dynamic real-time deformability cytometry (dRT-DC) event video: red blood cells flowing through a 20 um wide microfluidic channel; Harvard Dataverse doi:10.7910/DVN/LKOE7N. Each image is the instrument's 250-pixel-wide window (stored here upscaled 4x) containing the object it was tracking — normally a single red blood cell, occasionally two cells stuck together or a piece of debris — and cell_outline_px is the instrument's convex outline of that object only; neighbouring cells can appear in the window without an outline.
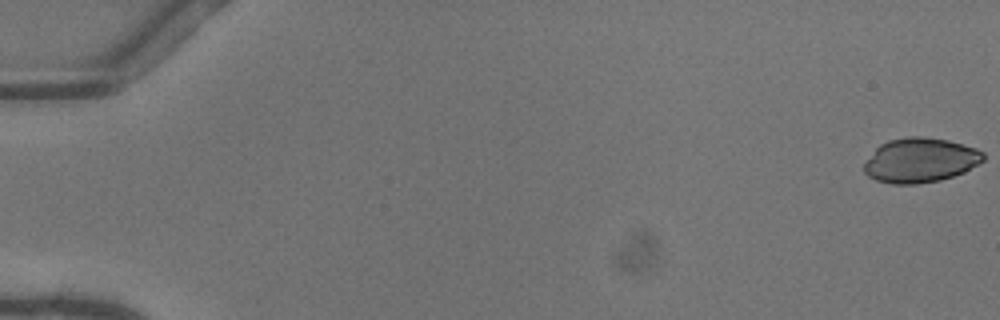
{"species": "common noctule bat (a hibernating species)", "species_latin": "Nyctalus noctula", "temperature_condition": "warm", "stored_images_in_passage": 52, "camera_frame_rate_fps": 3000, "um_per_image_px": 0.085, "animal": {"sex": "female"}, "frame": {"image": 1, "passage_image": 1, "time_ms": 0.0, "image_size_px": [1000, 320], "cell_outline_px": [[984, 160], [964, 172], [940, 180], [916, 184], [892, 184], [876, 180], [868, 176], [864, 172], [864, 164], [876, 148], [880, 144], [888, 140], [908, 136], [924, 136], [948, 140], [976, 148], [984, 152]], "centroid_in_image_um": [78.22, 13.61], "position_along_channel_um": 6.8, "area_um2": 30.98}}
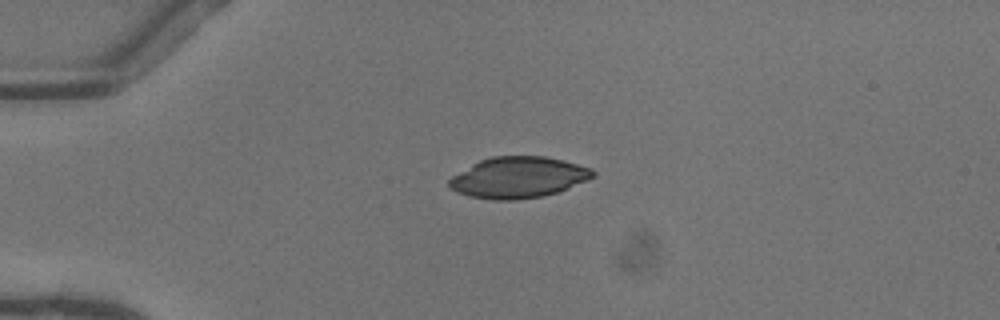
{"frame": {"image": 2, "passage_image": 14, "time_ms": 4.333, "image_size_px": [1000, 320], "cell_outline_px": [[596, 176], [588, 180], [568, 188], [544, 196], [516, 200], [492, 200], [468, 196], [456, 192], [448, 188], [448, 180], [452, 176], [472, 164], [480, 160], [492, 156], [544, 156], [564, 160], [592, 168], [596, 172]], "centroid_in_image_um": [44.06, 15.09], "position_along_channel_um": 40.9, "area_um2": 34.74}}
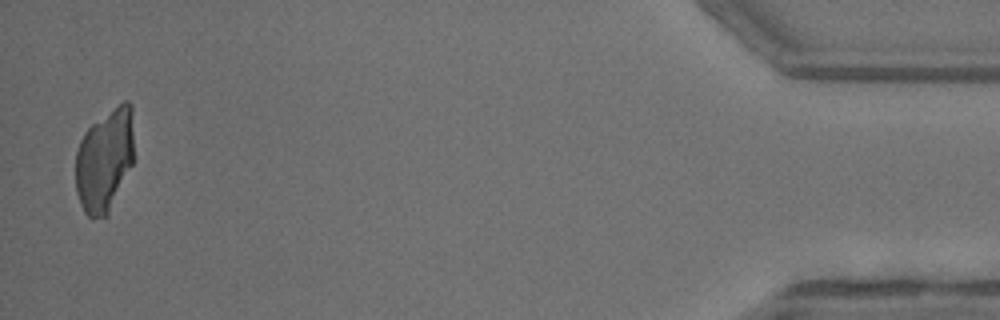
{"frame": {"image": 3, "passage_image": 51, "time_ms": 16.667, "image_size_px": [1000, 320], "cell_outline_px": [[132, 164], [108, 216], [92, 220], [84, 212], [80, 204], [76, 192], [76, 152], [80, 140], [84, 132], [92, 124], [124, 100], [128, 100], [132, 104]], "centroid_in_image_um": [8.87, 13.66], "position_along_channel_um": 426.3, "area_um2": 35.08}}